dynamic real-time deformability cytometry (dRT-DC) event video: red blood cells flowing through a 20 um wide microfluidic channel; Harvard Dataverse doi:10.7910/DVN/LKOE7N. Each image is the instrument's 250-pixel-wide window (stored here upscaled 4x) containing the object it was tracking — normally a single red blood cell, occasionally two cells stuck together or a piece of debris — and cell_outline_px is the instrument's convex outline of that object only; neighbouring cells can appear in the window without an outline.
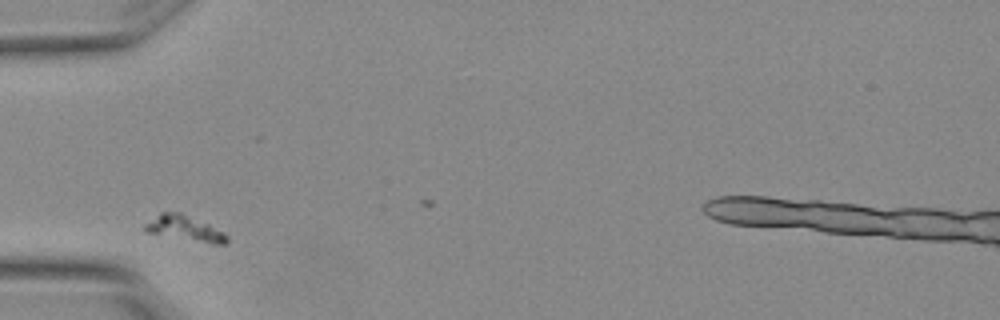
{"species": "Egyptian fruit bat (a non-hibernating species)", "species_latin": "Rousettus aegyptiacus", "temperature_condition": "warm", "stored_images_in_passage": 5, "camera_frame_rate_fps": 3000, "um_per_image_px": 0.085, "animal": {"sex": "female"}, "frame": {"image": 1, "passage_image": 1, "time_ms": 0.0, "image_size_px": [1000, 320], "cell_outline_px": [[228, 244], [212, 244], [144, 232], [144, 224], [160, 212], [180, 212], [208, 224], [224, 232], [228, 236]], "centroid_in_image_um": [15.7, 19.42], "position_along_channel_um": 69.3, "area_um2": 12.08}}
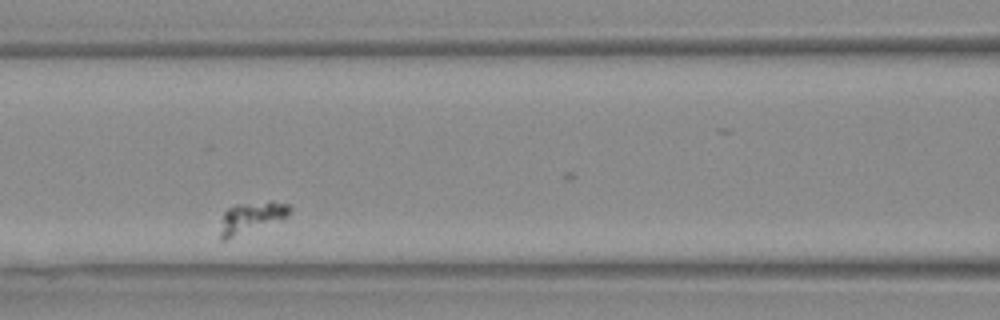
{"frame": {"image": 2, "passage_image": 3, "time_ms": 0.667, "image_size_px": [1000, 320], "cell_outline_px": [[292, 208], [288, 216], [284, 220], [224, 240], [220, 240], [220, 232], [224, 212], [228, 208], [236, 204], [268, 200], [272, 200], [288, 204]], "centroid_in_image_um": [21.43, 18.46], "position_along_channel_um": 145.2, "area_um2": 12.89}}
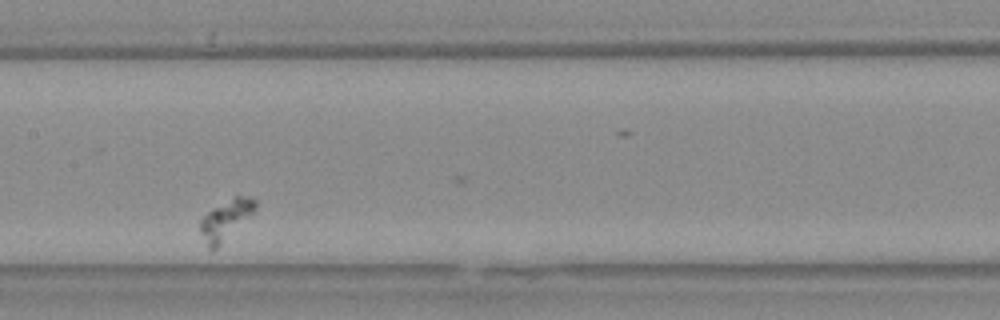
{"frame": {"image": 3, "passage_image": 4, "time_ms": 1.0, "image_size_px": [1000, 320], "cell_outline_px": [[256, 208], [252, 216], [212, 252], [208, 252], [200, 232], [200, 220], [212, 208], [236, 196], [252, 196], [256, 200]], "centroid_in_image_um": [19.19, 18.72], "position_along_channel_um": 188.2, "area_um2": 13.06}}